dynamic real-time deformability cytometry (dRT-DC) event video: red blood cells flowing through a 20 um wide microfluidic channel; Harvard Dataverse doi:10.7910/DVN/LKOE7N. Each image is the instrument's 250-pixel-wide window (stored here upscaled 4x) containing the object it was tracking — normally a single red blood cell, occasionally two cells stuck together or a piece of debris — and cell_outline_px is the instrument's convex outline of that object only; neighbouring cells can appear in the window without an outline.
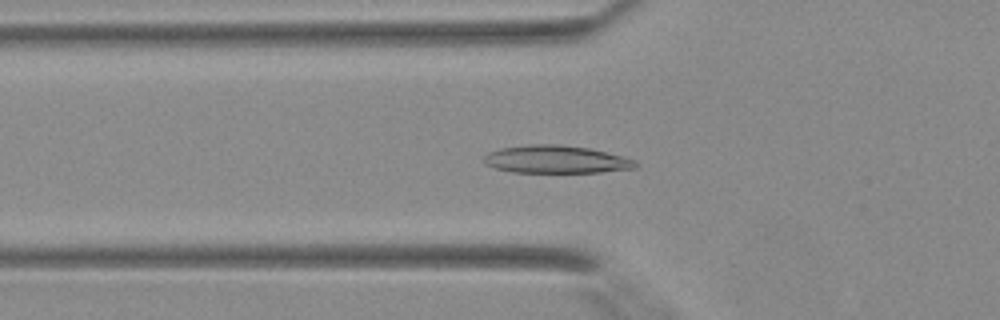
{"species": "Egyptian fruit bat (a non-hibernating species)", "species_latin": "Rousettus aegyptiacus", "temperature_condition": "warm", "stored_images_in_passage": 38, "camera_frame_rate_fps": 3000, "um_per_image_px": 0.085, "animal": {"sex": "female"}, "frame": {"image": 1, "passage_image": 11, "time_ms": 3.333, "image_size_px": [1000, 320], "cell_outline_px": [[636, 168], [600, 172], [512, 172], [496, 168], [488, 164], [484, 160], [484, 156], [488, 152], [500, 148], [532, 144], [560, 144], [588, 148], [636, 160]], "centroid_in_image_um": [47.25, 13.54], "position_along_channel_um": 78.6, "area_um2": 24.22}}
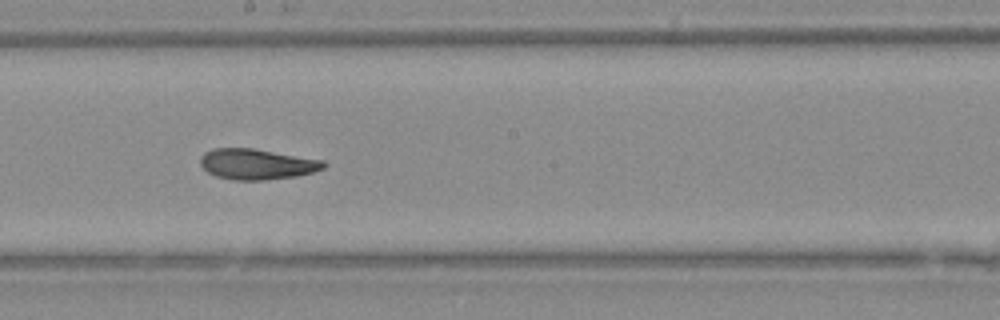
{"frame": {"image": 2, "passage_image": 20, "time_ms": 6.333, "image_size_px": [1000, 320], "cell_outline_px": [[328, 164], [324, 168], [312, 172], [296, 176], [264, 180], [232, 180], [216, 176], [208, 172], [200, 164], [200, 156], [204, 152], [212, 148], [252, 148], [324, 160]], "centroid_in_image_um": [21.82, 13.95], "position_along_channel_um": 226.4, "area_um2": 22.08}}
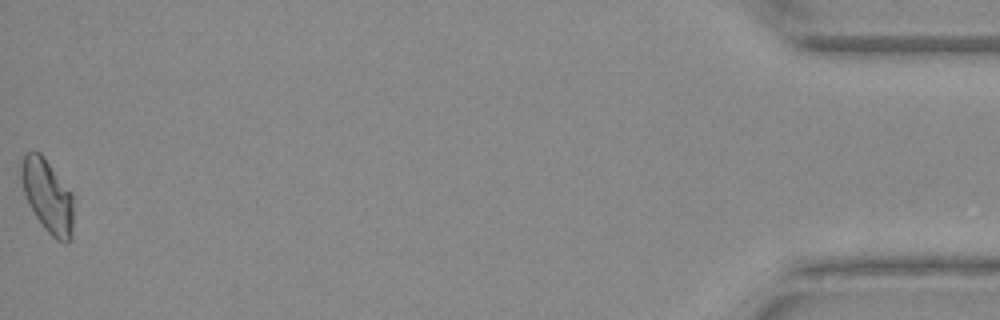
{"frame": {"image": 3, "passage_image": 38, "time_ms": 12.333, "image_size_px": [1000, 320], "cell_outline_px": [[72, 240], [68, 244], [56, 240], [44, 228], [36, 216], [24, 192], [20, 176], [20, 164], [24, 156], [28, 152], [40, 152], [72, 192]], "centroid_in_image_um": [4.05, 16.67], "position_along_channel_um": 431.1, "area_um2": 22.08}}